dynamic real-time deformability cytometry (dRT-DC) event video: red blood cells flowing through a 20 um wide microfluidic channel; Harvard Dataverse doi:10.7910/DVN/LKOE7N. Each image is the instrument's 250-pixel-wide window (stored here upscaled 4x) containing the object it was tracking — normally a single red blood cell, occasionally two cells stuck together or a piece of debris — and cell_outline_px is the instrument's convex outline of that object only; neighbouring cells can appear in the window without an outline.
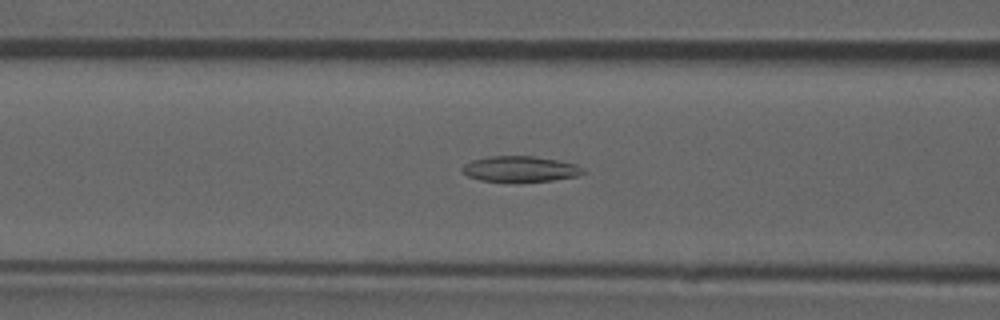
{"species": "common noctule bat (a hibernating species)", "species_latin": "Nyctalus noctula", "temperature_condition": "room temperature", "stored_images_in_passage": 53, "camera_frame_rate_fps": 3000, "um_per_image_px": 0.085, "animal": {"sex": "male", "forearm_length_mm": 52.5}, "frame": {"image": 1, "passage_image": 21, "time_ms": 6.667, "image_size_px": [1000, 320], "cell_outline_px": [[588, 172], [576, 176], [552, 180], [516, 184], [480, 180], [468, 176], [460, 168], [464, 164], [472, 160], [488, 156], [532, 156], [556, 160], [576, 164]], "centroid_in_image_um": [44.2, 14.39], "position_along_channel_um": 122.4, "area_um2": 18.61}}
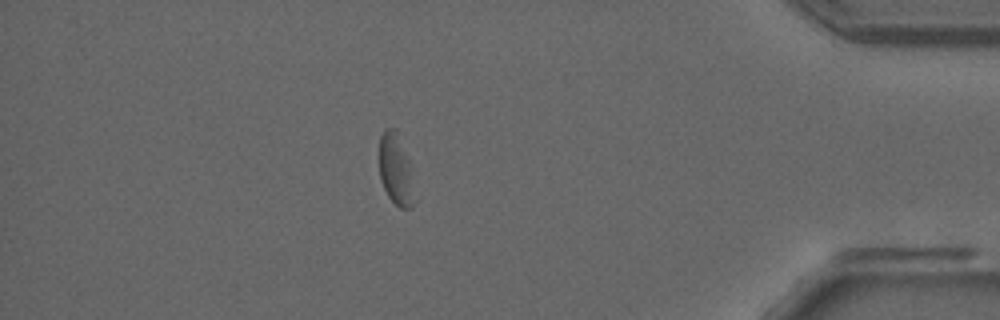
{"frame": {"image": 2, "passage_image": 46, "time_ms": 15.0, "image_size_px": [1000, 320], "cell_outline_px": [[416, 204], [412, 208], [400, 208], [388, 196], [380, 180], [380, 136], [384, 128], [396, 128], [408, 160]], "centroid_in_image_um": [33.64, 14.43], "position_along_channel_um": 401.6, "area_um2": 14.45}}
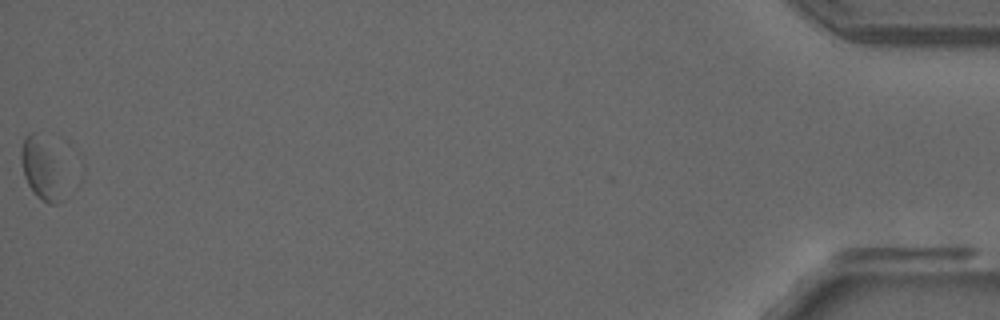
{"frame": {"image": 3, "passage_image": 53, "time_ms": 17.333, "image_size_px": [1000, 320], "cell_outline_px": [[56, 204], [48, 204], [40, 200], [36, 196], [28, 184], [24, 176], [20, 160], [20, 152], [24, 140], [32, 132], [52, 168]], "centroid_in_image_um": [3.19, 14.48], "position_along_channel_um": 432.0, "area_um2": 11.1}, "authors_computed_cell_mechanics": {"area_um2": 18.3804, "velocity_mm_per_s": 3.8432, "shape_relaxation_time_tau1_ms": null, "shape_relaxation_time_tau2_ms": 4.2693, "deformation_change_tau1": null, "deformation_change_tau2": 0.1274}}